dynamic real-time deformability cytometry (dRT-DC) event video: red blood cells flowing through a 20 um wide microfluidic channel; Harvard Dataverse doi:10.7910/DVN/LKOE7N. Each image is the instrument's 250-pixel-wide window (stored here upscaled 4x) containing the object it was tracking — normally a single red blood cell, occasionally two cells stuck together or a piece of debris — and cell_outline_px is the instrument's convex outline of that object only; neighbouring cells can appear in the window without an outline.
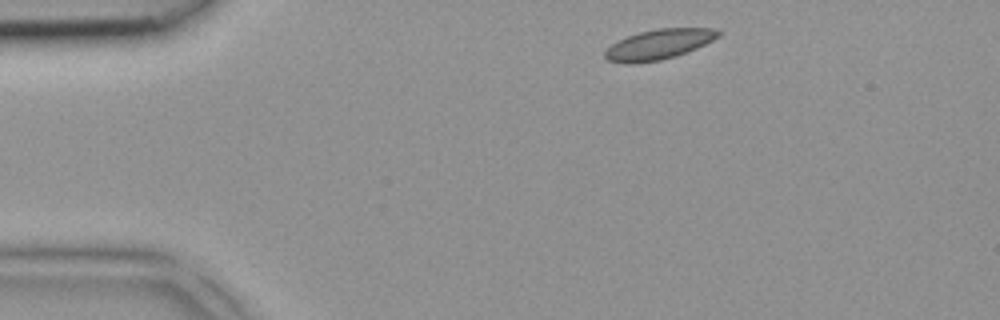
{"species": "common noctule bat (a hibernating species)", "species_latin": "Nyctalus noctula", "temperature_condition": "room temperature", "stored_images_in_passage": 4, "camera_frame_rate_fps": 3000, "um_per_image_px": 0.085, "animal": {"sex": "female", "body_mass_g": 18.4}, "frame": {"image": 1, "passage_image": 1, "time_ms": 0.0, "image_size_px": [1000, 320], "cell_outline_px": [[720, 36], [696, 48], [676, 56], [660, 60], [632, 64], [628, 64], [608, 60], [604, 56], [604, 52], [612, 44], [628, 36], [640, 32], [656, 28], [712, 28], [720, 32]], "centroid_in_image_um": [55.99, 3.77], "position_along_channel_um": 29.0, "area_um2": 19.65}}
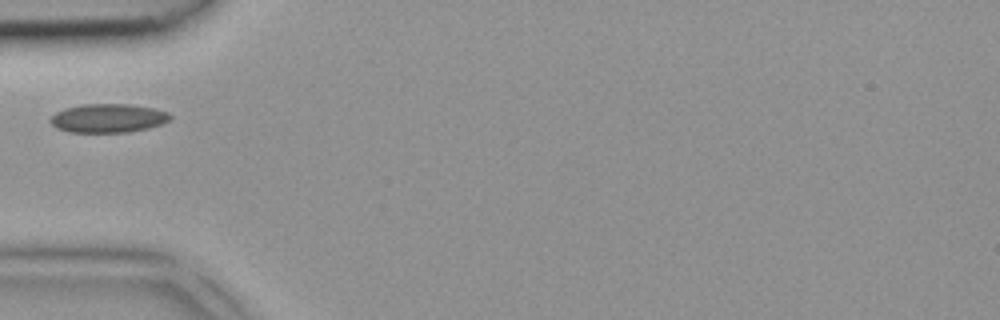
{"frame": {"image": 2, "passage_image": 3, "time_ms": 0.667, "image_size_px": [1000, 320], "cell_outline_px": [[172, 116], [168, 120], [160, 124], [148, 128], [128, 132], [68, 132], [56, 128], [48, 120], [56, 112], [64, 108], [84, 104], [128, 104], [152, 108], [168, 112]], "centroid_in_image_um": [9.15, 10.04], "position_along_channel_um": 75.9, "area_um2": 20.0}}